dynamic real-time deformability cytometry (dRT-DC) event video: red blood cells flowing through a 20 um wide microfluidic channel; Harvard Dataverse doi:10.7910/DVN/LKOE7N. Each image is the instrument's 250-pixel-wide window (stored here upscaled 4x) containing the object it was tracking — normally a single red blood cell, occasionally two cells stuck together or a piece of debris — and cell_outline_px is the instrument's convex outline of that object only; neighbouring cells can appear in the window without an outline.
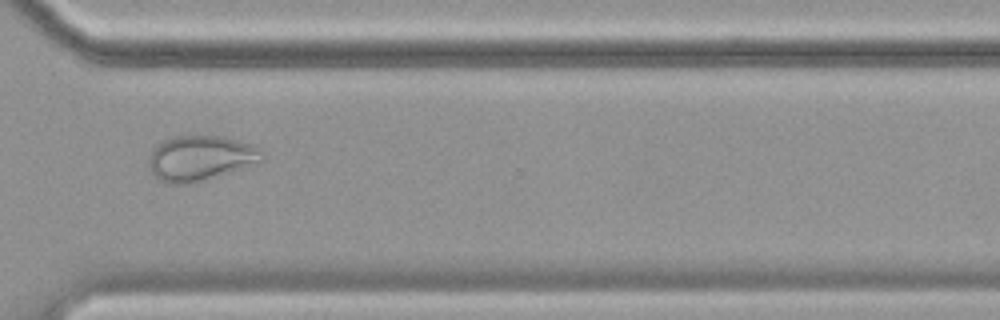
{"species": "common noctule bat (a hibernating species)", "species_latin": "Nyctalus noctula", "temperature_condition": "cold", "stored_images_in_passage": 34, "camera_frame_rate_fps": 3000, "um_per_image_px": 0.085, "animal": {"sex": "female", "body_mass_g": 19.9}, "frame": {"image": 1, "passage_image": 29, "time_ms": 9.333, "image_size_px": [1000, 320], "cell_outline_px": [[264, 160], [204, 180], [184, 184], [172, 184], [160, 180], [152, 176], [148, 164], [148, 160], [156, 144], [164, 140], [176, 136], [224, 136], [252, 144], [260, 148], [264, 152]], "centroid_in_image_um": [17.02, 13.43], "position_along_channel_um": 353.6, "area_um2": 29.71}}